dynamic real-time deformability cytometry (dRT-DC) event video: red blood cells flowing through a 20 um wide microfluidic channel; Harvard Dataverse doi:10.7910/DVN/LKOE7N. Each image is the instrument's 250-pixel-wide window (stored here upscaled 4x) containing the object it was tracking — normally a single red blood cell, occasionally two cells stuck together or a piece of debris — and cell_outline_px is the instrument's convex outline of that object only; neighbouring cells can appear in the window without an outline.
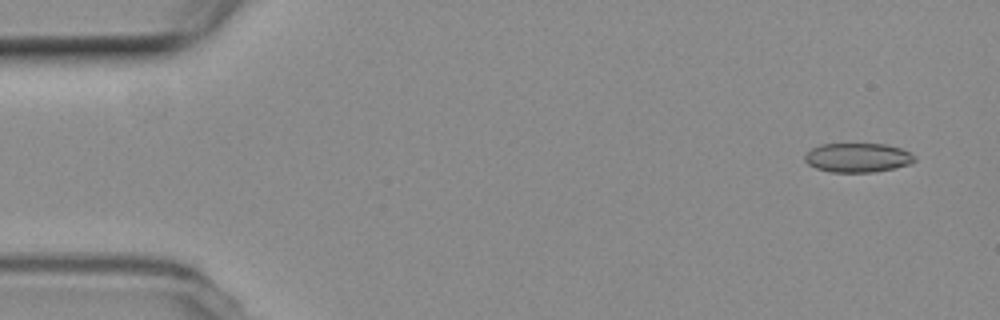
{"species": "common noctule bat (a hibernating species)", "species_latin": "Nyctalus noctula", "temperature_condition": "room temperature", "stored_images_in_passage": 15, "camera_frame_rate_fps": 3000, "um_per_image_px": 0.085, "animal": {"sex": "female", "body_mass_g": 19.3, "forearm_length_mm": 54.1}, "frame": {"image": 1, "passage_image": 3, "time_ms": 0.667, "image_size_px": [1000, 320], "cell_outline_px": [[916, 160], [908, 164], [896, 168], [872, 172], [832, 172], [816, 168], [808, 164], [804, 160], [804, 156], [812, 148], [820, 144], [884, 144], [900, 148], [916, 156]], "centroid_in_image_um": [72.9, 13.4], "position_along_channel_um": 12.1, "area_um2": 18.61}}
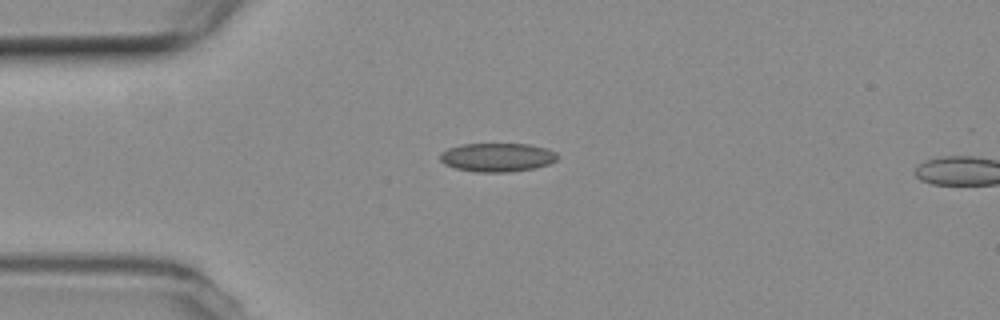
{"frame": {"image": 2, "passage_image": 13, "time_ms": 4.0, "image_size_px": [1000, 320], "cell_outline_px": [[556, 160], [548, 164], [532, 168], [508, 172], [480, 172], [456, 168], [444, 164], [440, 160], [440, 152], [448, 148], [460, 144], [528, 144], [544, 148], [556, 152]], "centroid_in_image_um": [42.21, 13.36], "position_along_channel_um": 42.8, "area_um2": 19.42}}